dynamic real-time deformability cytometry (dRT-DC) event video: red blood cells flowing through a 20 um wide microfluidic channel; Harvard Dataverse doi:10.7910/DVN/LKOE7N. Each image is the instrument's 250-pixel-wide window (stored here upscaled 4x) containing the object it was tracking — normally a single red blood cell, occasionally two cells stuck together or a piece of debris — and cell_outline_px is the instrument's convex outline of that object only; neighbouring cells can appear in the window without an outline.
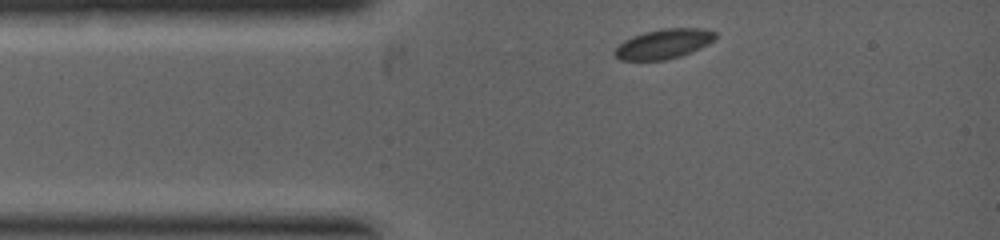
{"species": "common noctule bat (a hibernating species)", "species_latin": "Nyctalus noctula", "temperature_condition": "warm", "stored_images_in_passage": 4, "camera_frame_rate_fps": 5000, "um_per_image_px": 0.085, "animal": {"sex": "female", "body_mass_g": 19.0, "forearm_length_mm": 53.3}, "frame": {"image": 1, "passage_image": 1, "time_ms": 0.0, "image_size_px": [1000, 240], "cell_outline_px": [[716, 36], [708, 44], [700, 48], [680, 56], [664, 60], [620, 60], [612, 52], [624, 40], [632, 36], [644, 32], [660, 28], [704, 28], [716, 32]], "centroid_in_image_um": [56.4, 3.72], "position_along_channel_um": 28.6, "area_um2": 17.4}}
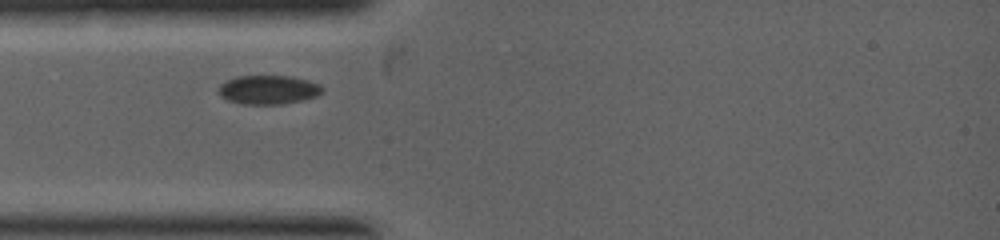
{"frame": {"image": 2, "passage_image": 3, "time_ms": 0.8, "image_size_px": [1000, 240], "cell_outline_px": [[324, 88], [316, 96], [284, 104], [244, 104], [228, 100], [220, 96], [220, 84], [236, 76], [292, 76], [308, 80], [320, 84]], "centroid_in_image_um": [22.82, 7.62], "position_along_channel_um": 62.2, "area_um2": 17.34}}
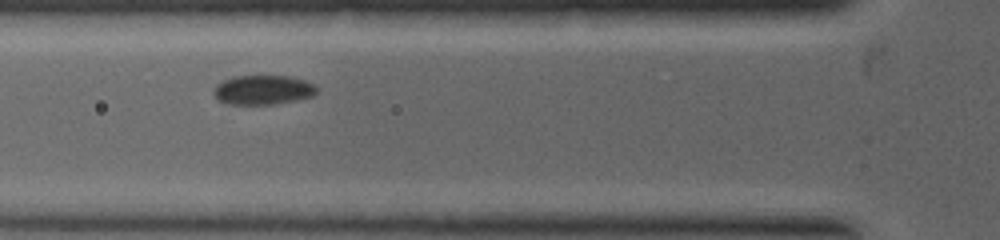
{"frame": {"image": 3, "passage_image": 4, "time_ms": 1.4, "image_size_px": [1000, 240], "cell_outline_px": [[316, 92], [312, 96], [296, 100], [276, 104], [224, 104], [216, 100], [212, 92], [212, 88], [216, 84], [224, 80], [236, 76], [288, 76], [304, 80], [312, 84], [316, 88]], "centroid_in_image_um": [22.27, 7.65], "position_along_channel_um": 103.5, "area_um2": 17.74}}